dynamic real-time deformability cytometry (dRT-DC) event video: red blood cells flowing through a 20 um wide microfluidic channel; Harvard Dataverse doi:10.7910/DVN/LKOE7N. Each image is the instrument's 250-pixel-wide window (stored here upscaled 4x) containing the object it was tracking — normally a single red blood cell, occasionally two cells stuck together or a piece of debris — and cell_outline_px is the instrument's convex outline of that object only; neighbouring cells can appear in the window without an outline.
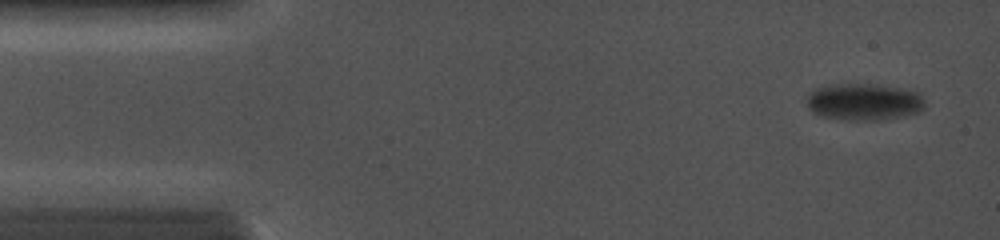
{"species": "common noctule bat (a hibernating species)", "species_latin": "Nyctalus noctula", "temperature_condition": "cold", "stored_images_in_passage": 67, "camera_frame_rate_fps": 5000, "um_per_image_px": 0.085, "animal": {"sex": "female", "body_mass_g": 19.0, "forearm_length_mm": 56.7}, "frame": {"image": 1, "passage_image": 3, "time_ms": 0.6, "image_size_px": [1000, 240], "cell_outline_px": [[924, 108], [920, 112], [904, 116], [876, 120], [848, 120], [820, 116], [812, 112], [808, 108], [808, 92], [816, 88], [836, 84], [876, 84], [900, 88], [916, 92], [924, 100]], "centroid_in_image_um": [73.42, 8.66], "position_along_channel_um": 11.6, "area_um2": 25.37}}
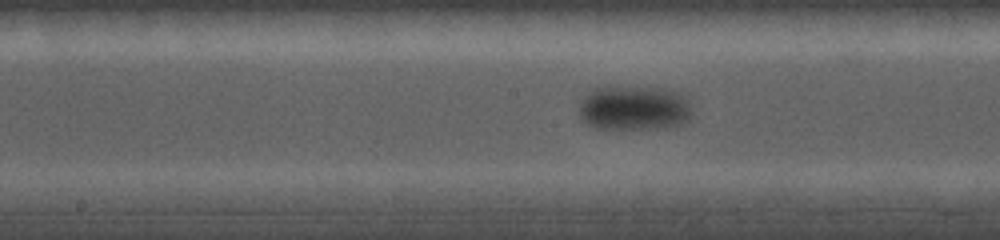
{"frame": {"image": 2, "passage_image": 34, "time_ms": 7.8, "image_size_px": [1000, 240], "cell_outline_px": [[692, 112], [688, 120], [684, 124], [664, 128], [596, 128], [588, 124], [580, 116], [580, 104], [584, 96], [588, 92], [596, 88], [608, 84], [664, 88], [680, 92], [688, 96]], "centroid_in_image_um": [53.94, 9.13], "position_along_channel_um": 194.3, "area_um2": 30.29}}
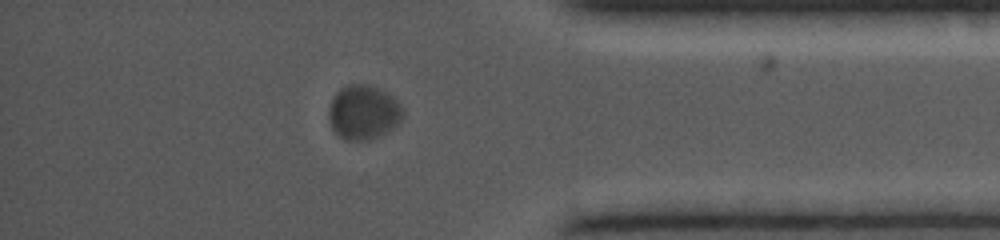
{"frame": {"image": 3, "passage_image": 59, "time_ms": 13.2, "image_size_px": [1000, 240], "cell_outline_px": [[404, 116], [392, 128], [368, 140], [344, 140], [332, 128], [328, 120], [328, 108], [332, 96], [340, 88], [348, 84], [368, 84], [384, 92], [396, 100], [404, 108]], "centroid_in_image_um": [30.85, 9.53], "position_along_channel_um": 404.4, "area_um2": 23.41}}